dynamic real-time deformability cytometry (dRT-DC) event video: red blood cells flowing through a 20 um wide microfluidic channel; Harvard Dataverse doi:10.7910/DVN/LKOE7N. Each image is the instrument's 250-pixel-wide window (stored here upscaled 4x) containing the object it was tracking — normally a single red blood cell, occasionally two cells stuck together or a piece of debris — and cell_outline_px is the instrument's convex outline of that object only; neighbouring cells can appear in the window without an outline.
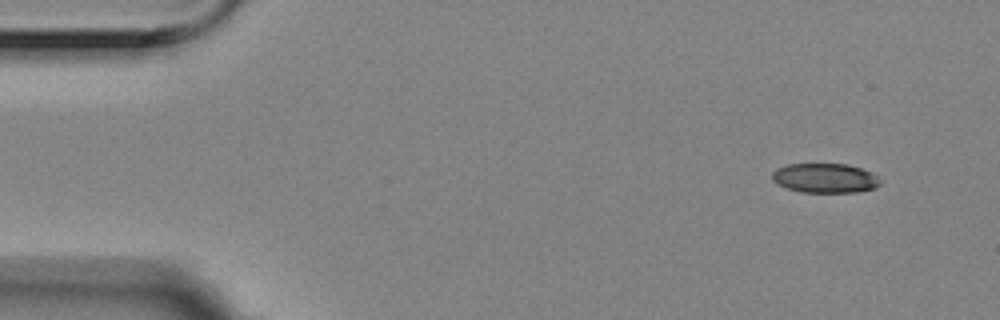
{"species": "Egyptian fruit bat (a non-hibernating species)", "species_latin": "Rousettus aegyptiacus", "temperature_condition": "room temperature", "stored_images_in_passage": 4, "camera_frame_rate_fps": 3000, "um_per_image_px": 0.085, "animal": {"sex": "female"}, "frame": {"image": 1, "passage_image": 1, "time_ms": 0.0, "image_size_px": [1000, 320], "cell_outline_px": [[880, 184], [876, 188], [856, 192], [800, 192], [776, 184], [772, 180], [772, 172], [776, 168], [788, 164], [844, 164], [860, 168], [872, 172], [880, 180]], "centroid_in_image_um": [70.1, 15.14], "position_along_channel_um": 14.9, "area_um2": 18.61}}
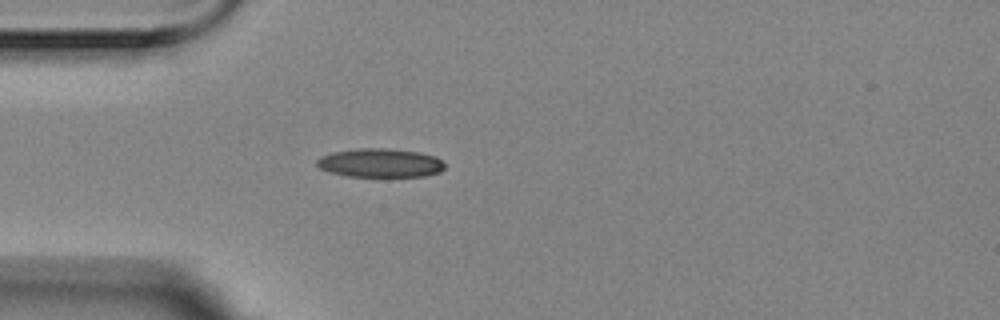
{"frame": {"image": 2, "passage_image": 4, "time_ms": 1.0, "image_size_px": [1000, 320], "cell_outline_px": [[444, 168], [440, 172], [424, 176], [348, 176], [328, 172], [320, 168], [316, 164], [316, 160], [320, 156], [332, 152], [360, 148], [384, 148], [420, 152], [436, 156], [444, 164]], "centroid_in_image_um": [32.3, 13.84], "position_along_channel_um": 52.7, "area_um2": 21.44}}